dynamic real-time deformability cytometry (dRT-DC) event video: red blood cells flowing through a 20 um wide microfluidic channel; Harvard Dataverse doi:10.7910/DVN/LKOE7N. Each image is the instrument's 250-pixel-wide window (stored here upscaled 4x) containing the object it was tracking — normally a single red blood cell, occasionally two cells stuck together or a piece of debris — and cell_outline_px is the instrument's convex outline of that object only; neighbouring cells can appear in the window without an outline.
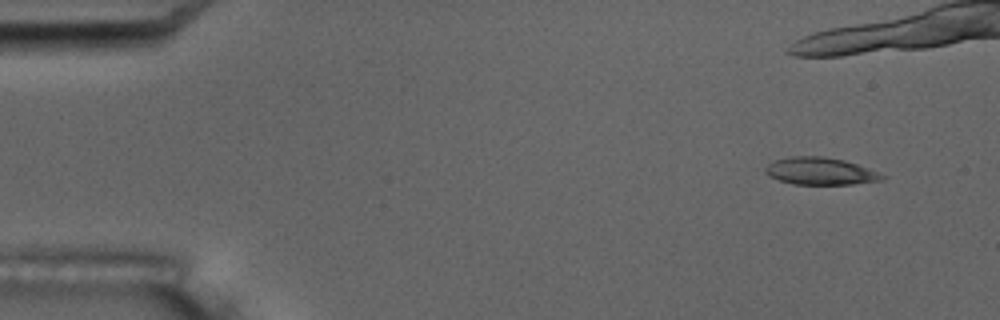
{"species": "common noctule bat (a hibernating species)", "species_latin": "Nyctalus noctula", "temperature_condition": "room temperature", "stored_images_in_passage": 3, "camera_frame_rate_fps": 3000, "um_per_image_px": 0.085, "animal": {"sex": "male", "body_mass_g": 17.5, "forearm_length_mm": 52.3}, "frame": {"image": 1, "passage_image": 1, "time_ms": 0.0, "image_size_px": [1000, 320], "cell_outline_px": [[888, 176], [884, 180], [852, 184], [792, 184], [768, 176], [764, 172], [764, 168], [768, 164], [776, 160], [792, 156], [824, 156], [844, 160], [868, 168]], "centroid_in_image_um": [69.74, 14.55], "position_along_channel_um": 15.3, "area_um2": 18.61}}